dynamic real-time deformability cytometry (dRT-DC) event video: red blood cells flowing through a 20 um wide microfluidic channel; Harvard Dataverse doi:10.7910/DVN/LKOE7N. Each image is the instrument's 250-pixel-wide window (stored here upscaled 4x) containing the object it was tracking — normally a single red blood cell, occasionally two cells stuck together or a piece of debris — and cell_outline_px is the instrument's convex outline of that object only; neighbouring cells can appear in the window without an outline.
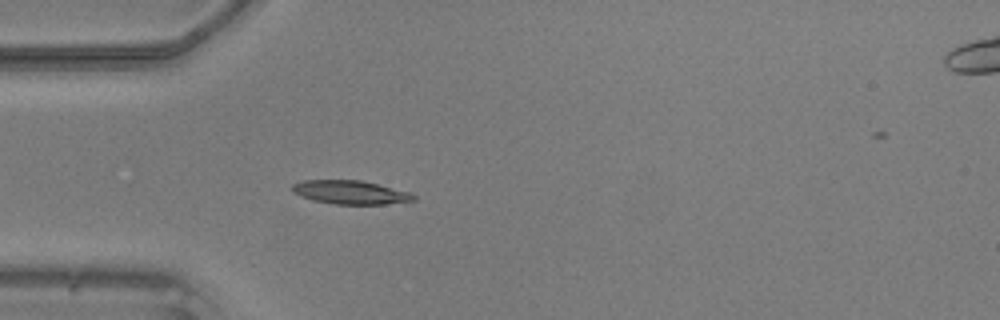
{"species": "common noctule bat (a hibernating species)", "species_latin": "Nyctalus noctula", "temperature_condition": "warm", "stored_images_in_passage": 35, "camera_frame_rate_fps": 3000, "um_per_image_px": 0.085, "animal": {"sex": "male", "body_mass_g": 20.5, "forearm_length_mm": 52.5}, "frame": {"image": 1, "passage_image": 1, "time_ms": 0.0, "image_size_px": [1000, 320], "cell_outline_px": [[416, 200], [384, 204], [336, 204], [312, 200], [300, 196], [292, 192], [292, 184], [304, 180], [360, 180], [412, 192], [416, 196]], "centroid_in_image_um": [29.79, 16.34], "position_along_channel_um": 55.2, "area_um2": 16.76}}
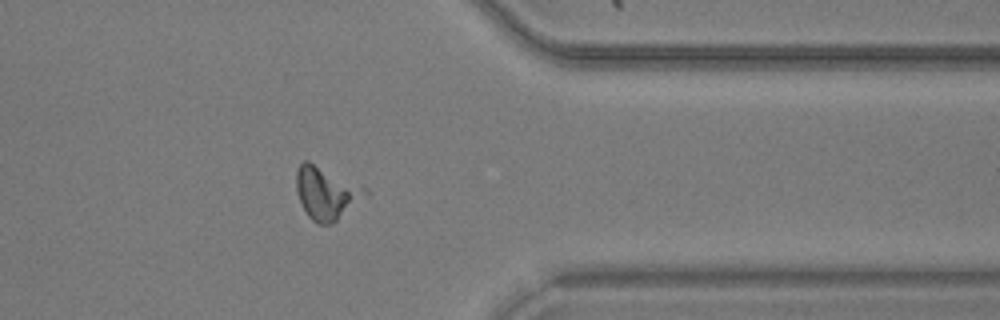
{"frame": {"image": 2, "passage_image": 26, "time_ms": 8.333, "image_size_px": [1000, 320], "cell_outline_px": [[368, 192], [332, 224], [316, 224], [308, 216], [300, 200], [296, 188], [296, 172], [300, 164], [304, 160], [308, 160], [364, 184], [368, 188]], "centroid_in_image_um": [27.74, 16.35], "position_along_channel_um": 383.7, "area_um2": 21.21}}
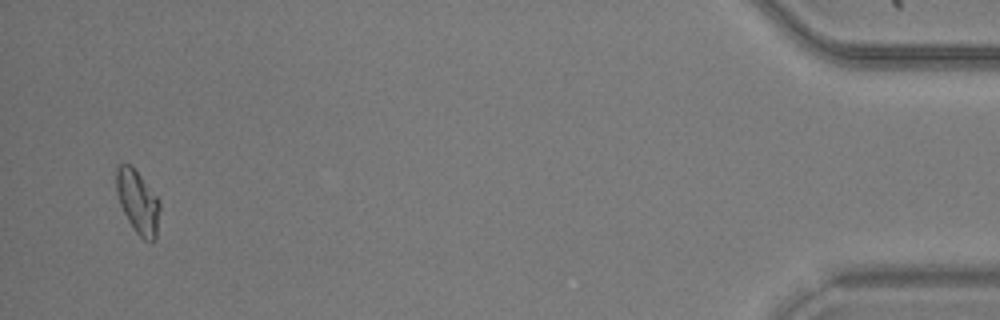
{"frame": {"image": 3, "passage_image": 34, "time_ms": 11.0, "image_size_px": [1000, 320], "cell_outline_px": [[160, 208], [156, 240], [144, 240], [136, 232], [128, 220], [120, 204], [116, 192], [116, 164], [132, 164], [160, 200]], "centroid_in_image_um": [11.72, 17.12], "position_along_channel_um": 423.5, "area_um2": 16.18}}